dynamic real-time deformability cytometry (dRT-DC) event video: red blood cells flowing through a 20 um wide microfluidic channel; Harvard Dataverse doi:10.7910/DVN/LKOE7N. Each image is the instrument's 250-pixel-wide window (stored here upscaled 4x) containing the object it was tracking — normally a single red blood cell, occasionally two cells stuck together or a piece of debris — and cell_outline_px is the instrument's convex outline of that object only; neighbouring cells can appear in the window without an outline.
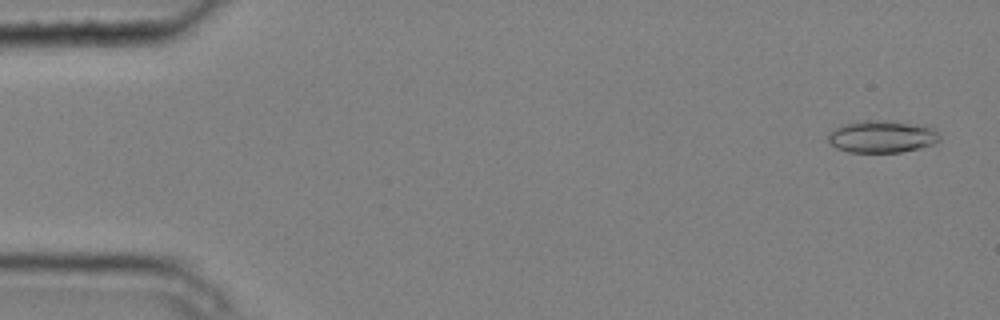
{"species": "common noctule bat (a hibernating species)", "species_latin": "Nyctalus noctula", "temperature_condition": "cold", "stored_images_in_passage": 6, "camera_frame_rate_fps": 3000, "um_per_image_px": 0.085, "animal": {"sex": "male", "body_mass_g": 20.4}, "frame": {"image": 1, "passage_image": 1, "time_ms": 0.0, "image_size_px": [1000, 320], "cell_outline_px": [[940, 140], [932, 144], [920, 148], [900, 152], [848, 152], [836, 148], [828, 140], [828, 136], [840, 124], [856, 120], [896, 120], [928, 124], [936, 128], [940, 132]], "centroid_in_image_um": [75.05, 11.57], "position_along_channel_um": 10.0, "area_um2": 21.68}}
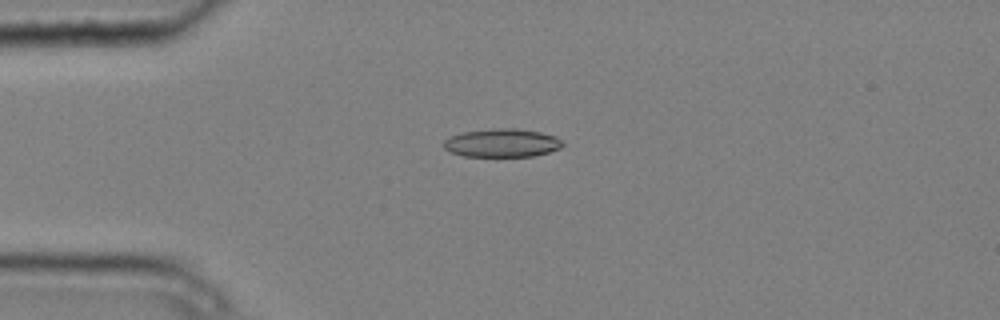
{"frame": {"image": 2, "passage_image": 4, "time_ms": 1.0, "image_size_px": [1000, 320], "cell_outline_px": [[564, 144], [560, 148], [536, 156], [464, 156], [452, 152], [444, 148], [444, 140], [448, 136], [464, 132], [504, 128], [516, 128], [540, 132], [556, 136], [564, 140]], "centroid_in_image_um": [42.71, 12.15], "position_along_channel_um": 42.3, "area_um2": 19.59}}
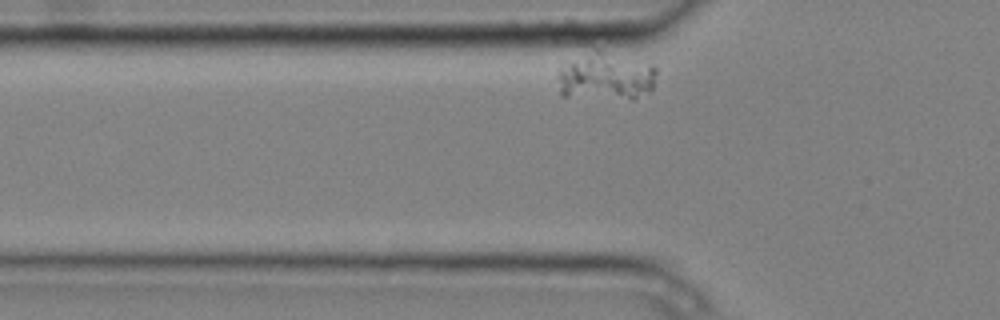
{"frame": {"image": 3, "passage_image": 6, "time_ms": 1.667, "image_size_px": [1000, 320], "cell_outline_px": [[656, 72], [652, 88], [648, 92], [632, 100], [560, 96], [560, 60], [596, 48], [652, 64], [656, 68]], "centroid_in_image_um": [51.44, 6.47], "position_along_channel_um": 74.4, "area_um2": 28.38}}